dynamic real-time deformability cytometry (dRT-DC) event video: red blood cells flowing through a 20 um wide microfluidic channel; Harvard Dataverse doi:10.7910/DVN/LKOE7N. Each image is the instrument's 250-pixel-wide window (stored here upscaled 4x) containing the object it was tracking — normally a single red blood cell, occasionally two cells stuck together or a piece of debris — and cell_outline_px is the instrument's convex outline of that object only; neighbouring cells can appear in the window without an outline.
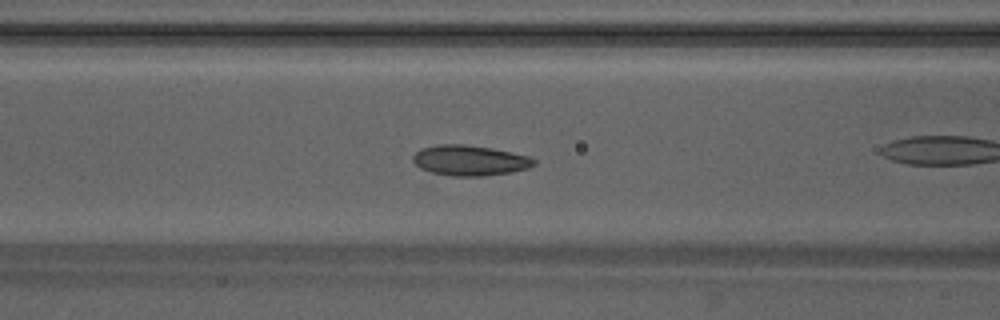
{"species": "Egyptian fruit bat (a non-hibernating species)", "species_latin": "Rousettus aegyptiacus", "temperature_condition": "warm", "stored_images_in_passage": 23, "camera_frame_rate_fps": 3000, "um_per_image_px": 0.085, "animal": {"sex": "male"}, "frame": {"image": 1, "passage_image": 5, "time_ms": 1.333, "image_size_px": [1000, 320], "cell_outline_px": [[536, 164], [528, 168], [512, 172], [484, 176], [452, 176], [432, 172], [420, 168], [412, 160], [412, 156], [420, 148], [436, 144], [464, 144], [492, 148], [528, 156], [536, 160]], "centroid_in_image_um": [39.91, 13.63], "position_along_channel_um": 126.7, "area_um2": 21.5}}
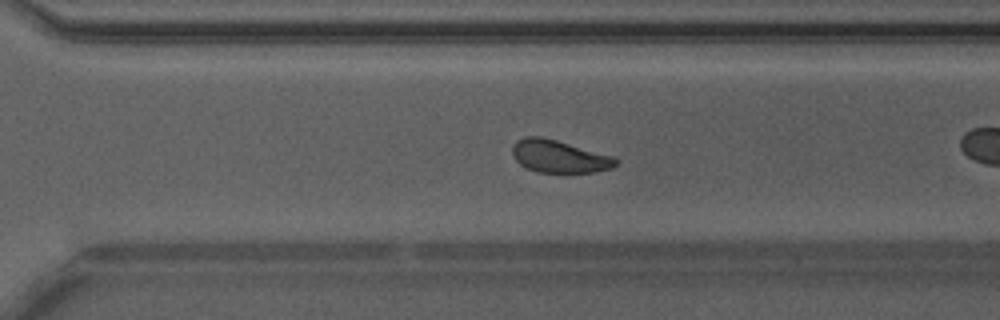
{"frame": {"image": 2, "passage_image": 19, "time_ms": 6.0, "image_size_px": [1000, 320], "cell_outline_px": [[620, 160], [612, 168], [596, 172], [536, 172], [520, 164], [512, 156], [512, 148], [516, 140], [524, 136], [540, 136], [556, 140], [612, 156]], "centroid_in_image_um": [47.5, 13.29], "position_along_channel_um": 323.1, "area_um2": 19.54}}